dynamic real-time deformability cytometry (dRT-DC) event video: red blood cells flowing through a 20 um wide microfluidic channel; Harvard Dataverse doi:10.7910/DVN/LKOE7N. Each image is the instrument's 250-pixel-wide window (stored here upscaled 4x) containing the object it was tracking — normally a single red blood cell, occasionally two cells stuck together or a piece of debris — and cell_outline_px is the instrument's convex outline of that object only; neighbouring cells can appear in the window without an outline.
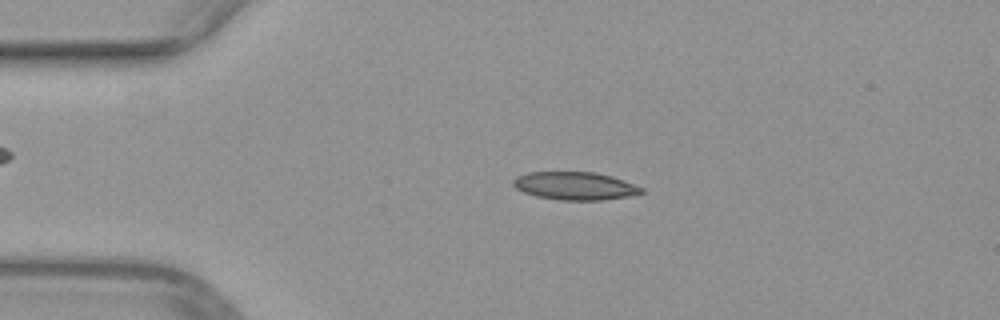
{"species": "common noctule bat (a hibernating species)", "species_latin": "Nyctalus noctula", "temperature_condition": "warm", "stored_images_in_passage": 49, "camera_frame_rate_fps": 3000, "um_per_image_px": 0.085, "animal": {"sex": "female", "body_mass_g": 29.2, "forearm_length_mm": 56.3}, "frame": {"image": 1, "passage_image": 10, "time_ms": 3.0, "image_size_px": [1000, 320], "cell_outline_px": [[644, 192], [628, 196], [604, 200], [560, 200], [536, 196], [524, 192], [516, 188], [512, 184], [512, 180], [516, 176], [528, 172], [596, 172], [612, 176], [624, 180], [644, 188]], "centroid_in_image_um": [48.87, 15.79], "position_along_channel_um": 36.1, "area_um2": 20.98}}
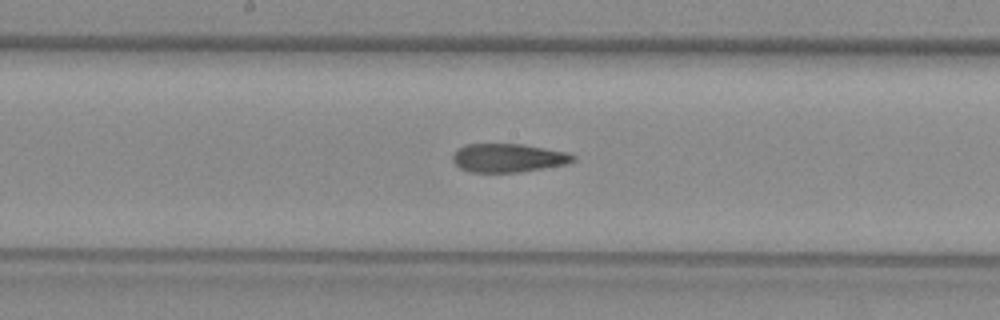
{"frame": {"image": 2, "passage_image": 25, "time_ms": 8.0, "image_size_px": [1000, 320], "cell_outline_px": [[576, 160], [568, 164], [520, 172], [468, 172], [460, 168], [452, 160], [452, 156], [464, 144], [524, 144], [568, 152], [576, 156]], "centroid_in_image_um": [43.24, 13.42], "position_along_channel_um": 205.0, "area_um2": 20.17}}
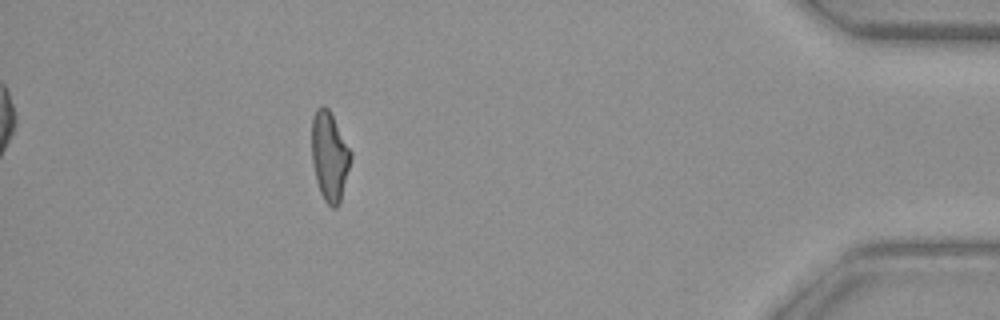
{"frame": {"image": 3, "passage_image": 44, "time_ms": 14.333, "image_size_px": [1000, 320], "cell_outline_px": [[352, 156], [340, 204], [336, 208], [332, 208], [324, 200], [320, 192], [316, 180], [312, 160], [312, 116], [316, 108], [320, 104], [324, 104], [332, 112], [352, 152]], "centroid_in_image_um": [28.02, 13.23], "position_along_channel_um": 407.2, "area_um2": 20.69}}